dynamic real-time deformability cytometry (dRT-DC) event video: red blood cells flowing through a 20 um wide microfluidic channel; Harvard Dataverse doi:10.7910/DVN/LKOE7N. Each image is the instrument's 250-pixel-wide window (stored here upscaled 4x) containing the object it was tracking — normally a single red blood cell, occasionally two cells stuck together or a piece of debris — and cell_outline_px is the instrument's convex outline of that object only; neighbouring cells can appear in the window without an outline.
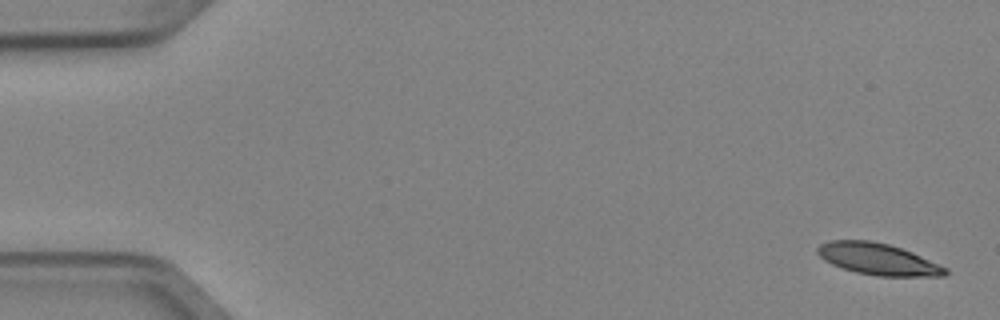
{"species": "Egyptian fruit bat (a non-hibernating species)", "species_latin": "Rousettus aegyptiacus", "temperature_condition": "cold", "stored_images_in_passage": 5, "camera_frame_rate_fps": 3000, "um_per_image_px": 0.085, "animal": {"sex": "female"}, "frame": {"image": 1, "passage_image": 1, "time_ms": 0.0, "image_size_px": [1000, 320], "cell_outline_px": [[948, 272], [944, 276], [880, 276], [856, 272], [832, 264], [824, 260], [816, 252], [816, 248], [820, 244], [828, 240], [872, 240], [888, 244], [912, 252], [948, 268]], "centroid_in_image_um": [74.61, 22.01], "position_along_channel_um": 10.4, "area_um2": 23.47}}
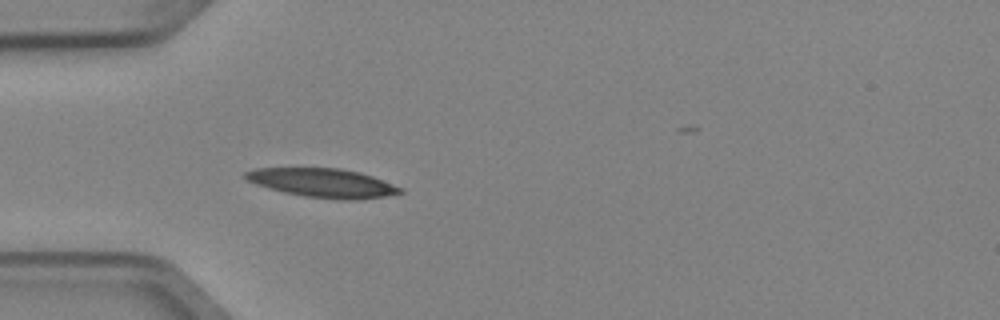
{"frame": {"image": 2, "passage_image": 5, "time_ms": 1.333, "image_size_px": [1000, 320], "cell_outline_px": [[404, 192], [384, 196], [356, 200], [344, 200], [304, 196], [284, 192], [268, 188], [256, 184], [248, 180], [244, 176], [244, 172], [256, 168], [340, 168], [360, 172], [372, 176], [404, 188]], "centroid_in_image_um": [27.45, 15.54], "position_along_channel_um": 57.5, "area_um2": 26.01}}